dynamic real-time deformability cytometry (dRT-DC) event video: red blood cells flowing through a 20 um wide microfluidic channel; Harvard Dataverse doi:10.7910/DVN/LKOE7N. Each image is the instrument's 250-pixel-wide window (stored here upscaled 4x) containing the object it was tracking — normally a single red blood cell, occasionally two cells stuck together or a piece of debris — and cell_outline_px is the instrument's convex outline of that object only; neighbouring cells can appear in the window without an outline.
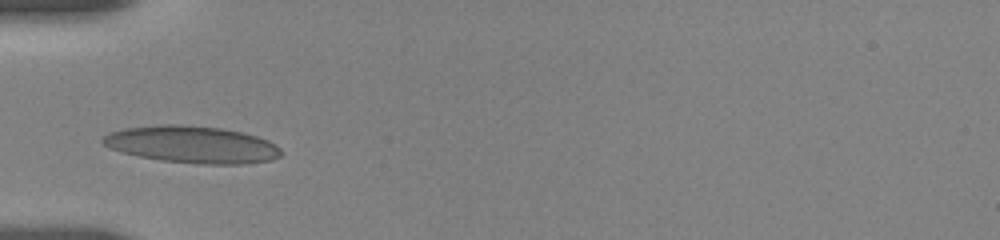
{"species": "human", "species_latin": "Homo sapiens", "temperature_condition": "room temperature", "stored_images_in_passage": 8, "camera_frame_rate_fps": 3000, "um_per_image_px": 0.085, "donor": {"sex": "female"}, "frame": {"image": 1, "passage_image": 1, "time_ms": 0.0, "image_size_px": [1000, 240], "cell_outline_px": [[280, 156], [272, 160], [244, 164], [204, 164], [164, 160], [140, 156], [120, 152], [104, 144], [100, 140], [108, 132], [124, 128], [160, 124], [180, 124], [220, 128], [244, 132], [268, 140], [276, 144], [280, 148]], "centroid_in_image_um": [16.33, 12.27], "position_along_channel_um": 68.7, "area_um2": 38.44}}
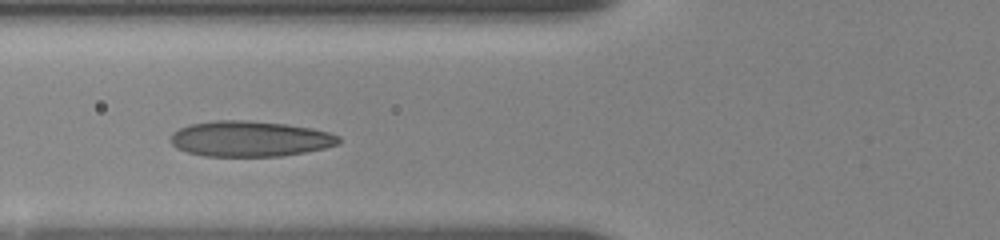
{"frame": {"image": 2, "passage_image": 7, "time_ms": 1.0, "image_size_px": [1000, 240], "cell_outline_px": [[340, 144], [324, 148], [304, 152], [280, 156], [204, 156], [188, 152], [176, 148], [172, 144], [172, 132], [188, 124], [212, 120], [248, 120], [288, 124], [312, 128], [328, 132], [340, 136]], "centroid_in_image_um": [21.25, 11.79], "position_along_channel_um": 104.6, "area_um2": 35.03}}